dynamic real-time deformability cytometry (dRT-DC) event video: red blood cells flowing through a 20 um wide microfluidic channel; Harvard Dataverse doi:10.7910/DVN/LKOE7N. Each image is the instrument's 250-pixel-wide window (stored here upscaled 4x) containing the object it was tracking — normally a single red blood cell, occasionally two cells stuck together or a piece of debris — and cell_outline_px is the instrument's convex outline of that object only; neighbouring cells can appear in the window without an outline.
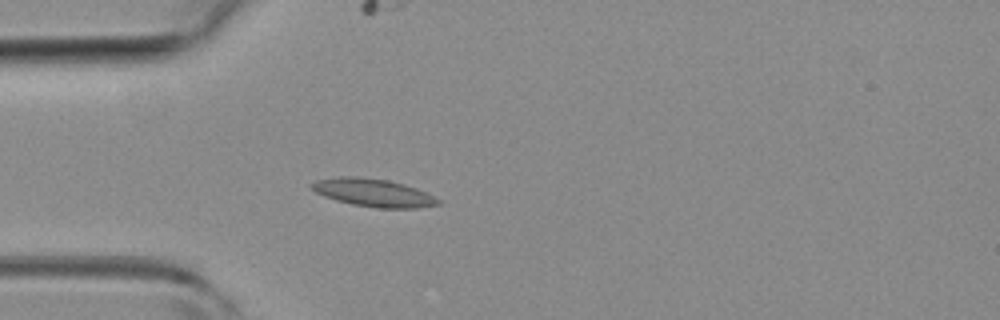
{"species": "common noctule bat (a hibernating species)", "species_latin": "Nyctalus noctula", "temperature_condition": "room temperature", "stored_images_in_passage": 48, "camera_frame_rate_fps": 3000, "um_per_image_px": 0.085, "animal": {"sex": "female", "body_mass_g": 19.3, "forearm_length_mm": 54.1}, "frame": {"image": 1, "passage_image": 14, "time_ms": 4.333, "image_size_px": [1000, 320], "cell_outline_px": [[440, 204], [416, 208], [376, 208], [352, 204], [336, 200], [324, 196], [316, 192], [308, 184], [316, 180], [340, 176], [348, 176], [388, 180], [404, 184], [416, 188], [440, 200]], "centroid_in_image_um": [31.7, 16.38], "position_along_channel_um": 53.3, "area_um2": 20.35}}
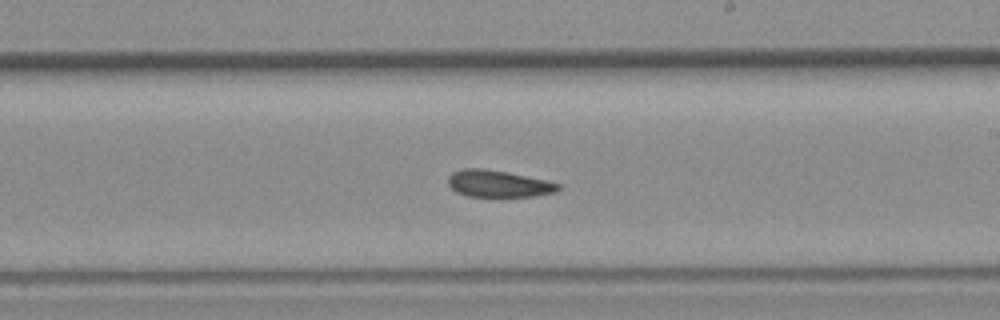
{"frame": {"image": 2, "passage_image": 28, "time_ms": 9.0, "image_size_px": [1000, 320], "cell_outline_px": [[560, 188], [556, 192], [536, 196], [468, 196], [456, 192], [448, 184], [448, 176], [452, 172], [464, 168], [484, 168], [508, 172], [544, 180], [560, 184]], "centroid_in_image_um": [42.34, 15.61], "position_along_channel_um": 246.7, "area_um2": 17.17}}
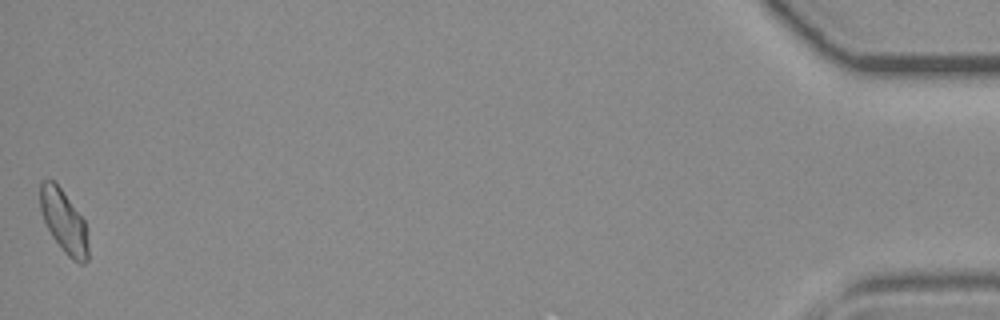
{"frame": {"image": 3, "passage_image": 48, "time_ms": 15.667, "image_size_px": [1000, 320], "cell_outline_px": [[88, 260], [84, 264], [80, 264], [72, 260], [64, 252], [52, 236], [44, 220], [40, 208], [40, 180], [52, 180], [60, 188], [84, 220], [88, 244]], "centroid_in_image_um": [5.43, 18.86], "position_along_channel_um": 429.8, "area_um2": 17.34}, "authors_computed_cell_mechanics": {"area_um2": 18.1781, "velocity_mm_per_s": 4.3042, "shape_relaxation_time_tau1_ms": null, "shape_relaxation_time_tau2_ms": 8.6421, "deformation_change_tau1": null, "deformation_change_tau2": 0.1457}}